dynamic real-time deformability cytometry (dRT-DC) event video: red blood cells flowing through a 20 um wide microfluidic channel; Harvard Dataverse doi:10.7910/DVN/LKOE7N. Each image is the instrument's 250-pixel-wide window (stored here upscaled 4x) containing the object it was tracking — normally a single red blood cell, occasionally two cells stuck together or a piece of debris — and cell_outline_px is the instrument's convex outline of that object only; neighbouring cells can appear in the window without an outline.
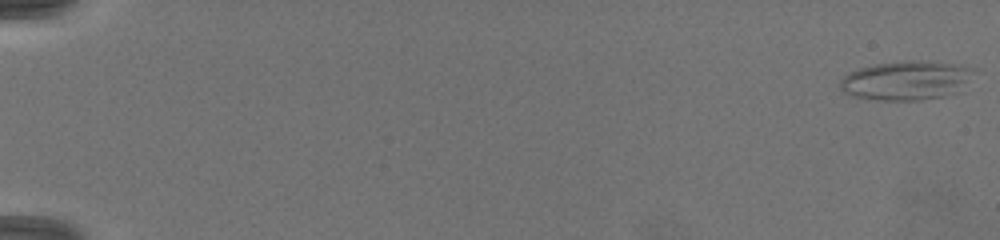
{"species": "common noctule bat (a hibernating species)", "species_latin": "Nyctalus noctula", "temperature_condition": "warm", "stored_images_in_passage": 30, "camera_frame_rate_fps": 3000, "um_per_image_px": 0.085, "animal": {"sex": "female", "body_mass_g": 19.5, "forearm_length_mm": 54.1}, "frame": {"image": 1, "passage_image": 1, "time_ms": 0.0, "image_size_px": [1000, 240], "cell_outline_px": [[976, 68], [956, 92], [944, 96], [920, 100], [880, 100], [852, 96], [844, 92], [840, 88], [840, 80], [848, 72], [860, 68], [876, 64], [904, 60], [916, 60], [952, 64]], "centroid_in_image_um": [76.96, 6.83], "position_along_channel_um": 8.0, "area_um2": 30.06}}
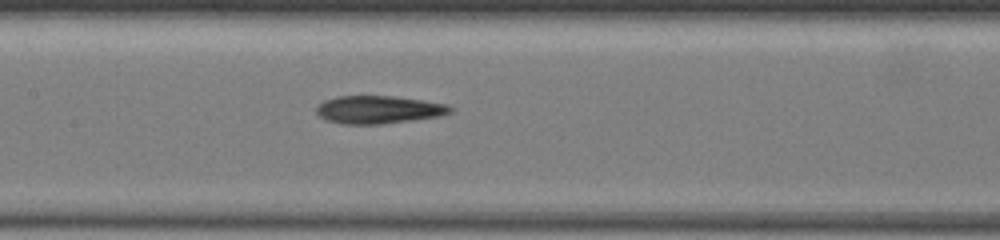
{"frame": {"image": 2, "passage_image": 18, "time_ms": 9.0, "image_size_px": [1000, 240], "cell_outline_px": [[452, 112], [436, 116], [412, 120], [380, 124], [344, 124], [328, 120], [320, 116], [316, 112], [316, 108], [324, 100], [336, 96], [392, 96], [448, 104], [452, 108]], "centroid_in_image_um": [32.16, 9.31], "position_along_channel_um": 175.2, "area_um2": 21.44}}
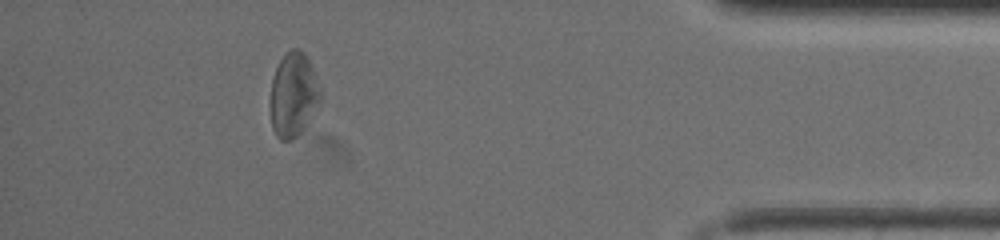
{"frame": {"image": 3, "passage_image": 29, "time_ms": 15.667, "image_size_px": [1000, 240], "cell_outline_px": [[320, 100], [304, 128], [292, 140], [280, 140], [276, 136], [272, 128], [272, 80], [276, 68], [280, 60], [292, 48], [300, 48], [304, 52], [316, 76], [320, 88]], "centroid_in_image_um": [24.94, 8.05], "position_along_channel_um": 410.3, "area_um2": 23.93}}